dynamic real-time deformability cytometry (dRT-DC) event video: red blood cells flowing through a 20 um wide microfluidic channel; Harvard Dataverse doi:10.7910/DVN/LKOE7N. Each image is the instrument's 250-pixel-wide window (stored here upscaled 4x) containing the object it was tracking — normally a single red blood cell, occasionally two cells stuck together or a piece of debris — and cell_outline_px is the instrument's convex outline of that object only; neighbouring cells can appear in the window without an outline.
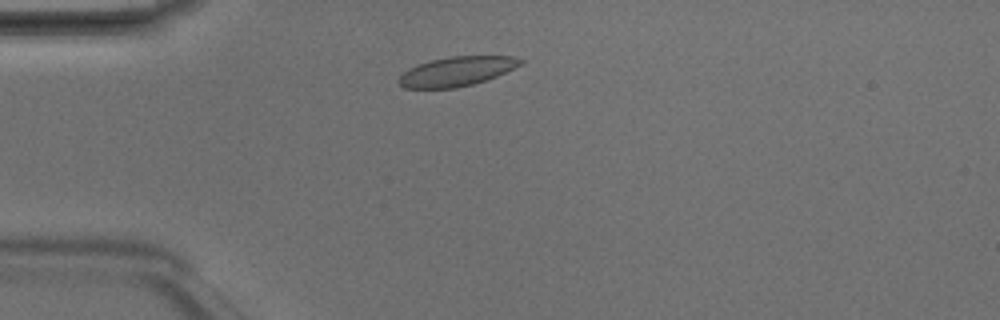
{"species": "Egyptian fruit bat (a non-hibernating species)", "species_latin": "Rousettus aegyptiacus", "temperature_condition": "room temperature", "stored_images_in_passage": 2, "camera_frame_rate_fps": 3000, "um_per_image_px": 0.085, "animal": {"sex": "male"}, "frame": {"image": 1, "passage_image": 2, "time_ms": 0.333, "image_size_px": [1000, 320], "cell_outline_px": [[524, 64], [496, 76], [472, 84], [456, 88], [404, 88], [396, 80], [408, 68], [416, 64], [432, 60], [452, 56], [512, 56], [524, 60]], "centroid_in_image_um": [38.81, 6.06], "position_along_channel_um": 46.2, "area_um2": 20.81}}